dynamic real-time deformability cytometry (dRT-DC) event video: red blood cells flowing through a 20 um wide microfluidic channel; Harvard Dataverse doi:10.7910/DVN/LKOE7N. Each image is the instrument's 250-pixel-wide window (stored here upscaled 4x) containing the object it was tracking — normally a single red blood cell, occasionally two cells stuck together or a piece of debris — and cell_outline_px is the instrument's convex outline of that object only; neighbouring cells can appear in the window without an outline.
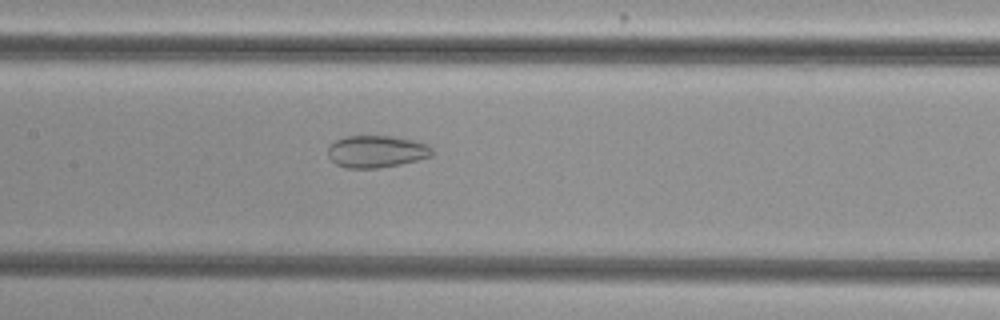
{"species": "common noctule bat (a hibernating species)", "species_latin": "Nyctalus noctula", "temperature_condition": "cold", "stored_images_in_passage": 39, "camera_frame_rate_fps": 3000, "um_per_image_px": 0.085, "animal": {"sex": "female", "body_mass_g": 29.2, "forearm_length_mm": 56.3}, "frame": {"image": 1, "passage_image": 12, "time_ms": 3.667, "image_size_px": [1000, 320], "cell_outline_px": [[432, 156], [400, 164], [380, 168], [344, 168], [336, 164], [328, 156], [328, 148], [336, 140], [344, 136], [388, 136], [412, 140], [428, 144], [432, 148]], "centroid_in_image_um": [31.98, 12.88], "position_along_channel_um": 175.4, "area_um2": 19.42}}
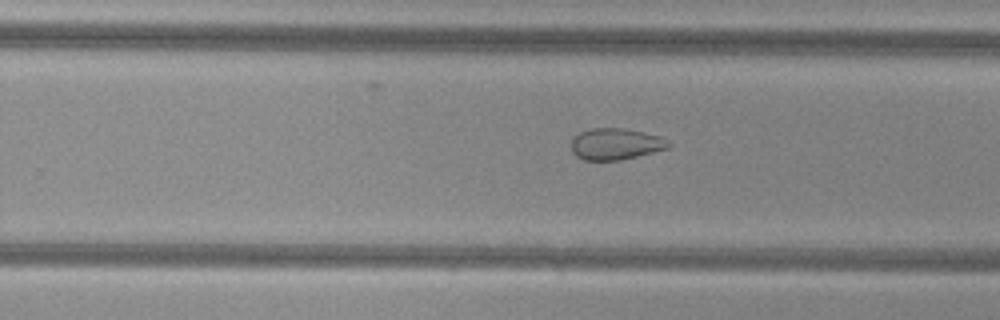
{"frame": {"image": 2, "passage_image": 20, "time_ms": 6.333, "image_size_px": [1000, 320], "cell_outline_px": [[672, 144], [668, 148], [620, 160], [584, 160], [576, 156], [572, 152], [572, 136], [588, 128], [624, 128], [644, 132], [660, 136], [668, 140]], "centroid_in_image_um": [52.31, 12.22], "position_along_channel_um": 277.5, "area_um2": 17.92}}
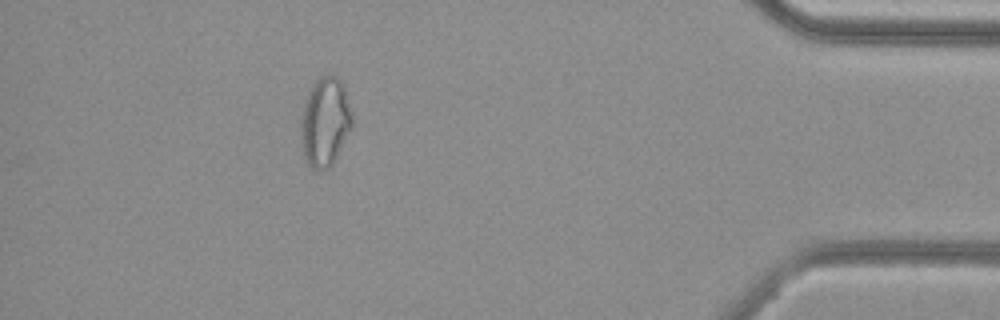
{"frame": {"image": 3, "passage_image": 34, "time_ms": 11.0, "image_size_px": [1000, 320], "cell_outline_px": [[352, 128], [332, 164], [324, 172], [316, 172], [308, 164], [304, 152], [300, 136], [300, 120], [304, 100], [308, 92], [316, 80], [320, 76], [336, 76], [344, 84], [352, 116]], "centroid_in_image_um": [27.62, 10.38], "position_along_channel_um": 407.6, "area_um2": 26.82}, "authors_computed_cell_mechanics": {"area_um2": 22.6576, "velocity_mm_per_s": 3.8325, "shape_relaxation_time_tau1_ms": null, "shape_relaxation_time_tau2_ms": 2.1038, "deformation_change_tau1": null, "deformation_change_tau2": 0.0783}}